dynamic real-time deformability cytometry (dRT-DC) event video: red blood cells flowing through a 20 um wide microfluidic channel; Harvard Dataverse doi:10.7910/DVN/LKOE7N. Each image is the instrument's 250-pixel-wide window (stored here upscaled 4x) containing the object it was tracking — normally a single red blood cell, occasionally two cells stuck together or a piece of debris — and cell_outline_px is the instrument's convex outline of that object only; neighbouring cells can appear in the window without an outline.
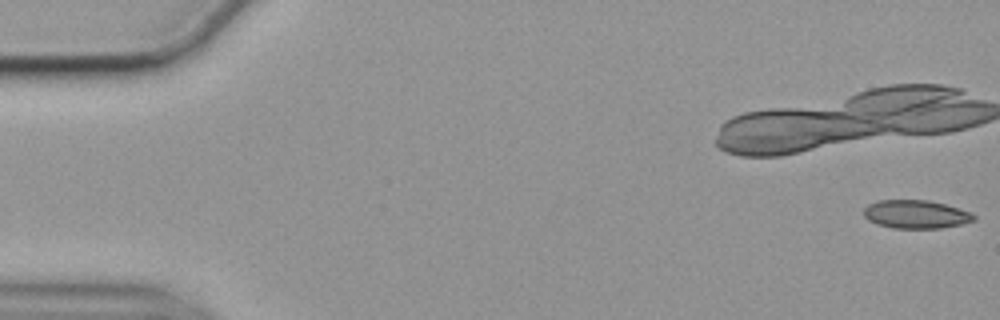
{"species": "common noctule bat (a hibernating species)", "species_latin": "Nyctalus noctula", "temperature_condition": "cold", "stored_images_in_passage": 20, "camera_frame_rate_fps": 3000, "um_per_image_px": 0.085, "animal": {"sex": "female", "body_mass_g": 19.9}, "frame": {"image": 1, "passage_image": 1, "time_ms": 0.0, "image_size_px": [1000, 320], "cell_outline_px": [[976, 220], [960, 224], [940, 228], [892, 228], [876, 224], [868, 220], [864, 216], [864, 208], [868, 204], [876, 200], [928, 200], [944, 204], [968, 212], [976, 216]], "centroid_in_image_um": [77.79, 18.21], "position_along_channel_um": 7.2, "area_um2": 18.09}}